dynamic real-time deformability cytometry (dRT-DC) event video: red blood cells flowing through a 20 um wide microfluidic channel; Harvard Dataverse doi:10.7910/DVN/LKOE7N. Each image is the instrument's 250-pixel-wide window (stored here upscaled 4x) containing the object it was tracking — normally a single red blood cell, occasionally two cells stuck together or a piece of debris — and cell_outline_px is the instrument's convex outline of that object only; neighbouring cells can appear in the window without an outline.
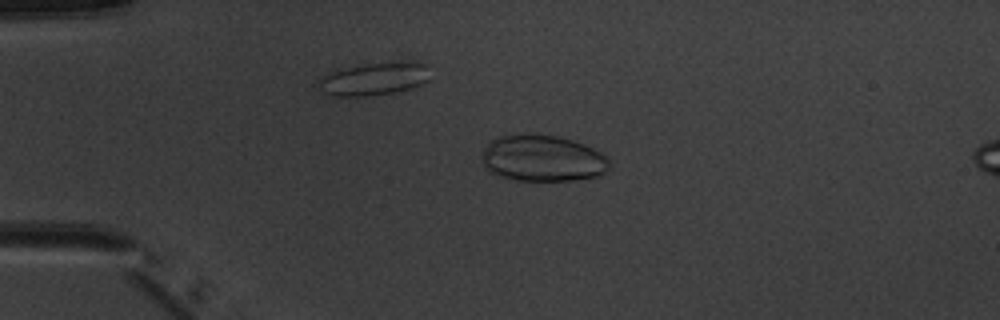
{"species": "common noctule bat (a hibernating species)", "species_latin": "Nyctalus noctula", "temperature_condition": "warm", "stored_images_in_passage": 5, "camera_frame_rate_fps": 3000, "um_per_image_px": 0.085, "animal": {"sex": "male", "body_mass_g": 20.1, "forearm_length_mm": 53.5}, "frame": {"image": 1, "passage_image": 3, "time_ms": 2.333, "image_size_px": [1000, 320], "cell_outline_px": [[612, 168], [600, 176], [568, 180], [516, 180], [500, 176], [488, 172], [480, 160], [480, 156], [484, 148], [496, 136], [508, 132], [532, 132], [556, 136], [572, 140], [584, 144], [600, 152], [612, 164]], "centroid_in_image_um": [46.06, 13.42], "position_along_channel_um": 38.9, "area_um2": 35.43}}